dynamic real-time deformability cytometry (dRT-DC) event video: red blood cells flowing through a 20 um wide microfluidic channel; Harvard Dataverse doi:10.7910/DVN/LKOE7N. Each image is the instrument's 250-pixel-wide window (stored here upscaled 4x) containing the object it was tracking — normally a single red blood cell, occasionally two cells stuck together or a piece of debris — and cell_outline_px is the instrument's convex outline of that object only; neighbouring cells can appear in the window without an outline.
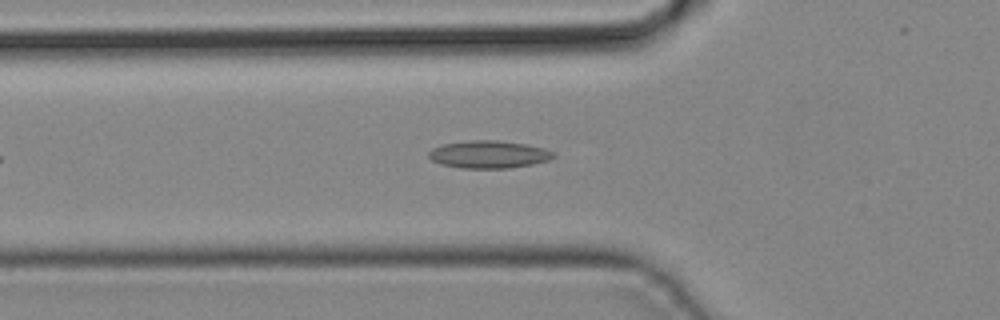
{"species": "common noctule bat (a hibernating species)", "species_latin": "Nyctalus noctula", "temperature_condition": "cold", "stored_images_in_passage": 33, "camera_frame_rate_fps": 3000, "um_per_image_px": 0.085, "animal": {"sex": "male", "body_mass_g": 19.2, "forearm_length_mm": 51.8}, "frame": {"image": 1, "passage_image": 6, "time_ms": 1.667, "image_size_px": [1000, 320], "cell_outline_px": [[556, 156], [548, 160], [532, 164], [508, 168], [460, 168], [440, 164], [432, 160], [428, 156], [428, 152], [432, 148], [440, 144], [468, 140], [496, 140], [528, 144], [544, 148], [556, 152]], "centroid_in_image_um": [41.54, 13.11], "position_along_channel_um": 84.3, "area_um2": 20.29}}
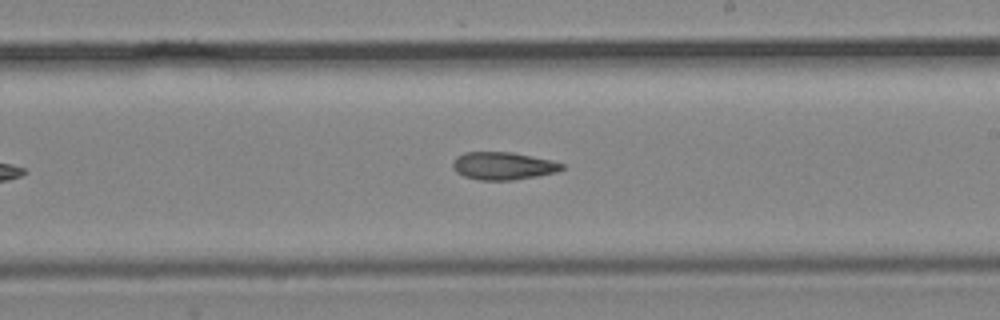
{"frame": {"image": 2, "passage_image": 16, "time_ms": 5.0, "image_size_px": [1000, 320], "cell_outline_px": [[564, 168], [556, 172], [536, 176], [512, 180], [480, 180], [464, 176], [456, 172], [452, 168], [452, 160], [456, 156], [464, 152], [512, 152], [552, 160], [564, 164]], "centroid_in_image_um": [42.73, 14.09], "position_along_channel_um": 246.3, "area_um2": 17.69}}
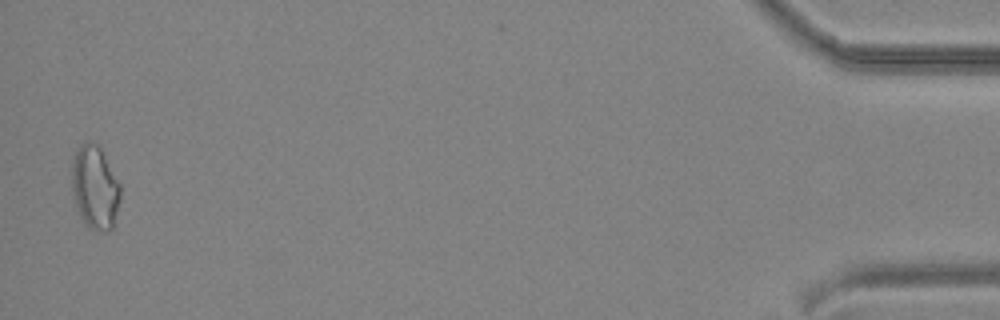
{"frame": {"image": 3, "passage_image": 33, "time_ms": 10.667, "image_size_px": [1000, 320], "cell_outline_px": [[120, 200], [112, 228], [108, 232], [88, 228], [80, 216], [72, 196], [72, 164], [76, 152], [80, 144], [88, 140], [96, 144], [100, 148], [120, 184]], "centroid_in_image_um": [8.06, 15.95], "position_along_channel_um": 427.1, "area_um2": 23.52}}